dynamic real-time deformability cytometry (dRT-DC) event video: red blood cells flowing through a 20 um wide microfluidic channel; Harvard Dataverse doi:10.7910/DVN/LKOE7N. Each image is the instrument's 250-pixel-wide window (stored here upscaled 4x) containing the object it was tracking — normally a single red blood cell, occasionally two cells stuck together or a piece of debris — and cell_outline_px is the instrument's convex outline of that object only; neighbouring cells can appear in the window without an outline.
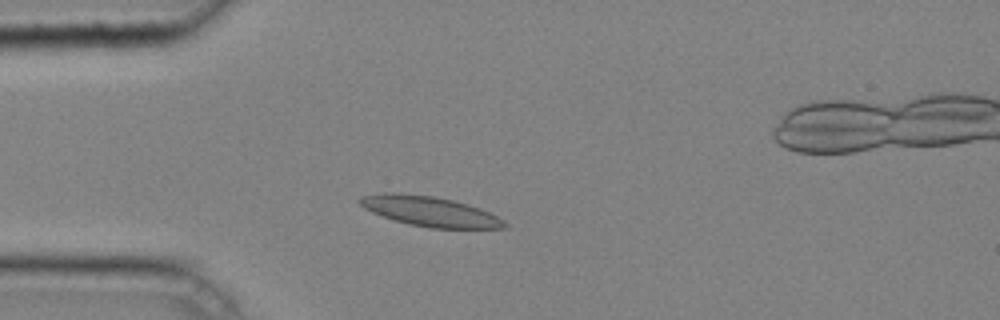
{"species": "common noctule bat (a hibernating species)", "species_latin": "Nyctalus noctula", "temperature_condition": "cold", "stored_images_in_passage": 40, "camera_frame_rate_fps": 3000, "um_per_image_px": 0.085, "animal": {"sex": "male", "body_mass_g": 20.4}, "frame": {"image": 1, "passage_image": 8, "time_ms": 2.333, "image_size_px": [1000, 320], "cell_outline_px": [[508, 228], [428, 228], [396, 220], [372, 212], [364, 208], [356, 200], [360, 196], [384, 192], [400, 192], [432, 196], [452, 200], [468, 204], [480, 208], [504, 220], [508, 224]], "centroid_in_image_um": [36.52, 17.95], "position_along_channel_um": 48.5, "area_um2": 25.2}}
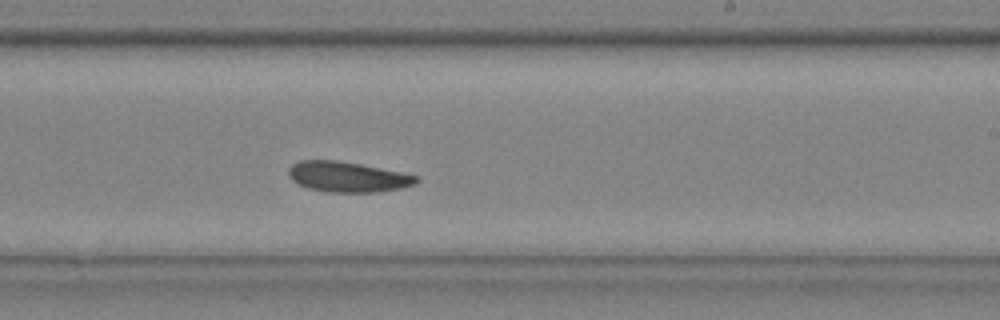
{"frame": {"image": 2, "passage_image": 24, "time_ms": 7.667, "image_size_px": [1000, 320], "cell_outline_px": [[420, 180], [416, 184], [400, 188], [372, 192], [328, 192], [308, 188], [292, 180], [288, 176], [288, 168], [292, 164], [300, 160], [336, 160], [360, 164], [420, 176]], "centroid_in_image_um": [29.54, 15.03], "position_along_channel_um": 259.5, "area_um2": 22.54}}
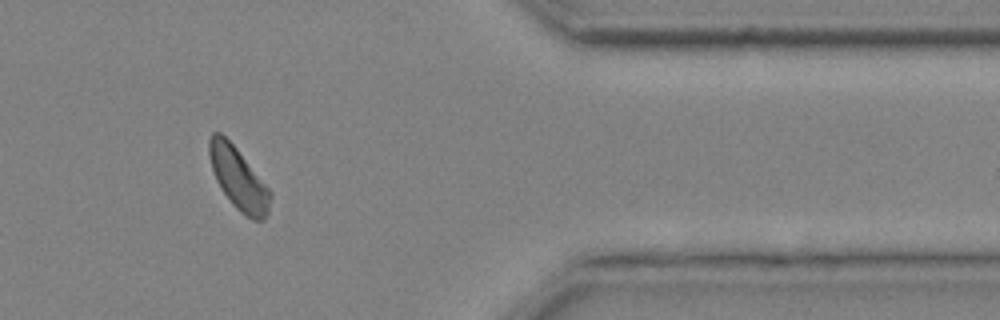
{"frame": {"image": 3, "passage_image": 35, "time_ms": 11.333, "image_size_px": [1000, 320], "cell_outline_px": [[272, 196], [268, 212], [264, 220], [252, 220], [240, 212], [232, 204], [216, 180], [212, 168], [208, 152], [208, 140], [212, 132], [220, 132], [236, 148], [272, 192]], "centroid_in_image_um": [20.27, 15.19], "position_along_channel_um": 391.1, "area_um2": 21.85}}